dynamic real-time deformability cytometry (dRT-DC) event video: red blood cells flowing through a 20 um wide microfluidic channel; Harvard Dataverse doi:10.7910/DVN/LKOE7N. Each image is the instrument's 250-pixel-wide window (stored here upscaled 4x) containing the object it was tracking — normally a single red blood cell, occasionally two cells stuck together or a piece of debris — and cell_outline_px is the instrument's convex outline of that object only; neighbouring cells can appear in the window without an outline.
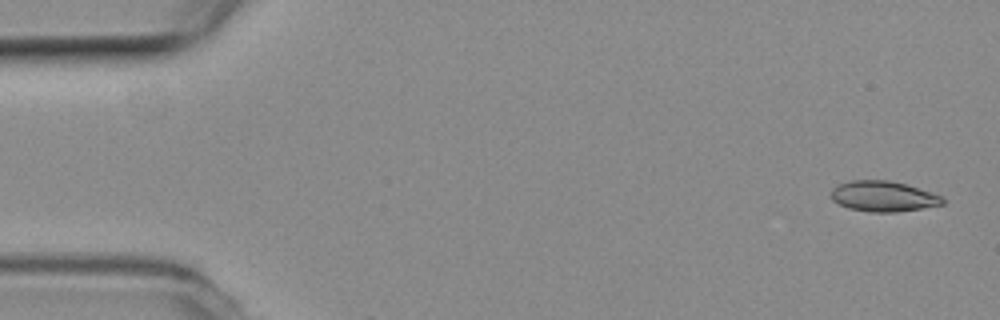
{"species": "common noctule bat (a hibernating species)", "species_latin": "Nyctalus noctula", "temperature_condition": "room temperature", "stored_images_in_passage": 4, "camera_frame_rate_fps": 3000, "um_per_image_px": 0.085, "animal": {"sex": "female", "body_mass_g": 19.3, "forearm_length_mm": 54.1}, "frame": {"image": 1, "passage_image": 2, "time_ms": 0.333, "image_size_px": [1000, 320], "cell_outline_px": [[944, 204], [896, 212], [868, 212], [848, 208], [832, 200], [832, 188], [836, 184], [852, 180], [888, 180], [904, 184], [940, 196], [944, 200]], "centroid_in_image_um": [75.01, 16.69], "position_along_channel_um": 10.0, "area_um2": 19.54}}